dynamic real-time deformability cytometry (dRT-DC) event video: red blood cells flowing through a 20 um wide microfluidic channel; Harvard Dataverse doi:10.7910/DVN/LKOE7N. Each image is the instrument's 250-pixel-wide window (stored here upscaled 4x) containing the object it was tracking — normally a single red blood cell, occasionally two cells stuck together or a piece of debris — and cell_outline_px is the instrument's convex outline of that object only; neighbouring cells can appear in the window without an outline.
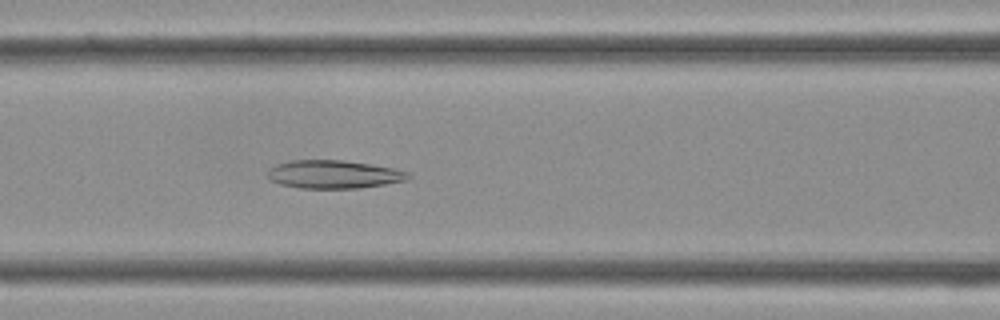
{"species": "Egyptian fruit bat (a non-hibernating species)", "species_latin": "Rousettus aegyptiacus", "temperature_condition": "cold", "stored_images_in_passage": 34, "camera_frame_rate_fps": 3000, "um_per_image_px": 0.085, "frame": {"image": 1, "passage_image": 13, "time_ms": 4.0, "image_size_px": [1000, 320], "cell_outline_px": [[412, 176], [408, 180], [360, 188], [300, 188], [280, 184], [272, 180], [268, 176], [268, 168], [276, 164], [292, 160], [344, 160], [392, 168], [408, 172]], "centroid_in_image_um": [28.36, 14.82], "position_along_channel_um": 138.2, "area_um2": 23.0}}
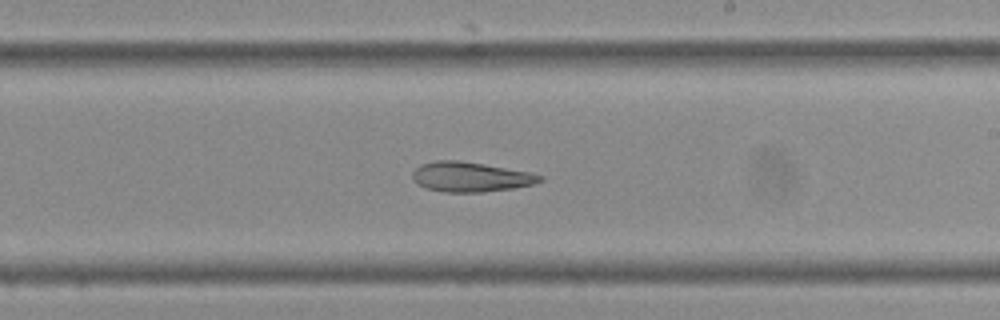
{"frame": {"image": 2, "passage_image": 19, "time_ms": 6.0, "image_size_px": [1000, 320], "cell_outline_px": [[544, 180], [532, 184], [516, 188], [480, 192], [444, 192], [428, 188], [416, 184], [412, 180], [412, 172], [420, 164], [436, 160], [460, 160], [528, 172], [544, 176]], "centroid_in_image_um": [39.96, 15.03], "position_along_channel_um": 249.0, "area_um2": 22.14}}
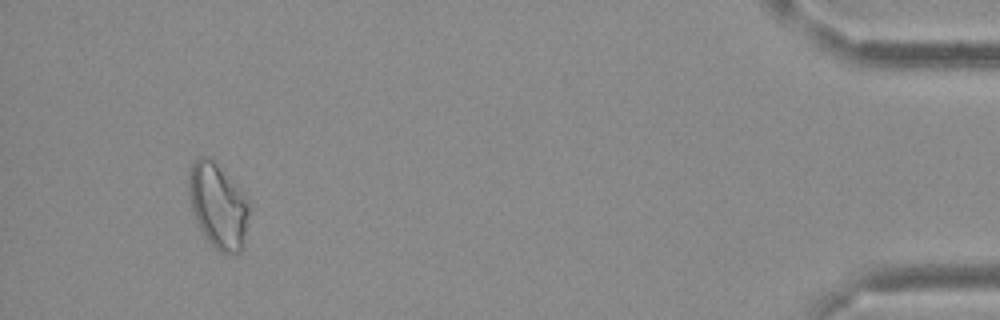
{"frame": {"image": 3, "passage_image": 32, "time_ms": 10.333, "image_size_px": [1000, 320], "cell_outline_px": [[252, 208], [240, 252], [220, 252], [208, 240], [200, 228], [192, 208], [188, 196], [188, 172], [192, 164], [200, 156], [208, 156], [216, 164], [248, 200]], "centroid_in_image_um": [18.53, 17.48], "position_along_channel_um": 416.7, "area_um2": 29.3}}